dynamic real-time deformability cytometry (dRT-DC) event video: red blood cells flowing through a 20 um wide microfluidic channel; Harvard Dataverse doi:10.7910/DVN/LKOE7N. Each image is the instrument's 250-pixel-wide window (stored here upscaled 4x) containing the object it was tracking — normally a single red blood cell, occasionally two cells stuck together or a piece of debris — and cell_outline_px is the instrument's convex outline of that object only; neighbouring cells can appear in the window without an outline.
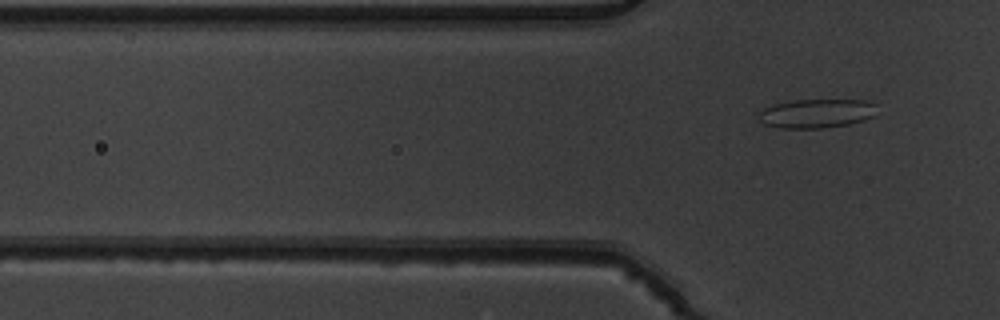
{"species": "common noctule bat (a hibernating species)", "species_latin": "Nyctalus noctula", "temperature_condition": "warm", "stored_images_in_passage": 6, "camera_frame_rate_fps": 3000, "um_per_image_px": 0.085, "animal": {"sex": "male", "body_mass_g": 19.5, "forearm_length_mm": 54.6}, "frame": {"image": 1, "passage_image": 6, "time_ms": 1.667, "image_size_px": [1000, 320], "cell_outline_px": [[876, 116], [864, 120], [848, 124], [820, 128], [780, 128], [764, 124], [756, 116], [764, 108], [776, 104], [796, 100], [864, 100], [876, 104]], "centroid_in_image_um": [69.43, 9.64], "position_along_channel_um": 56.4, "area_um2": 19.94}}